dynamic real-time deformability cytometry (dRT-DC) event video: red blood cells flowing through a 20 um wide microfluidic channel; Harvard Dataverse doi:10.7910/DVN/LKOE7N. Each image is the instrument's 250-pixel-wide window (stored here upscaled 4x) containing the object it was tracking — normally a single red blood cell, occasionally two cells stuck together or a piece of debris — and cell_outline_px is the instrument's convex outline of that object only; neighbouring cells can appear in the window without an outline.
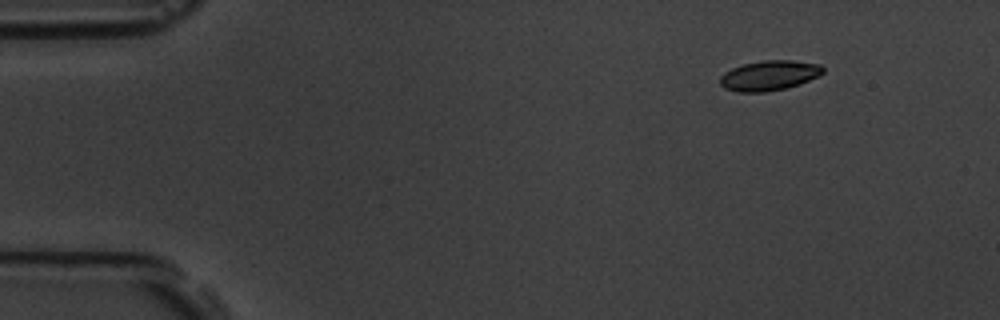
{"species": "common noctule bat (a hibernating species)", "species_latin": "Nyctalus noctula", "temperature_condition": "room temperature", "stored_images_in_passage": 3, "camera_frame_rate_fps": 3000, "um_per_image_px": 0.085, "animal": {"sex": "male", "body_mass_g": 19.5, "forearm_length_mm": 54.6}, "frame": {"image": 1, "passage_image": 1, "time_ms": 0.0, "image_size_px": [1000, 320], "cell_outline_px": [[824, 72], [820, 76], [800, 84], [784, 88], [764, 92], [736, 92], [724, 88], [720, 84], [720, 76], [724, 72], [732, 68], [744, 64], [764, 60], [792, 60], [820, 64], [824, 68]], "centroid_in_image_um": [65.4, 6.42], "position_along_channel_um": 19.6, "area_um2": 18.09}}
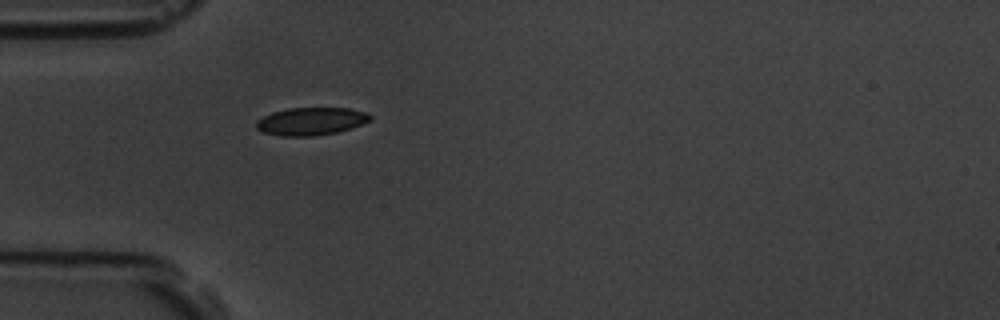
{"frame": {"image": 2, "passage_image": 3, "time_ms": 3.333, "image_size_px": [1000, 320], "cell_outline_px": [[372, 120], [352, 128], [336, 132], [312, 136], [280, 136], [264, 132], [256, 128], [256, 120], [272, 112], [288, 108], [348, 108], [368, 112], [372, 116]], "centroid_in_image_um": [26.46, 10.3], "position_along_channel_um": 58.5, "area_um2": 18.5}}